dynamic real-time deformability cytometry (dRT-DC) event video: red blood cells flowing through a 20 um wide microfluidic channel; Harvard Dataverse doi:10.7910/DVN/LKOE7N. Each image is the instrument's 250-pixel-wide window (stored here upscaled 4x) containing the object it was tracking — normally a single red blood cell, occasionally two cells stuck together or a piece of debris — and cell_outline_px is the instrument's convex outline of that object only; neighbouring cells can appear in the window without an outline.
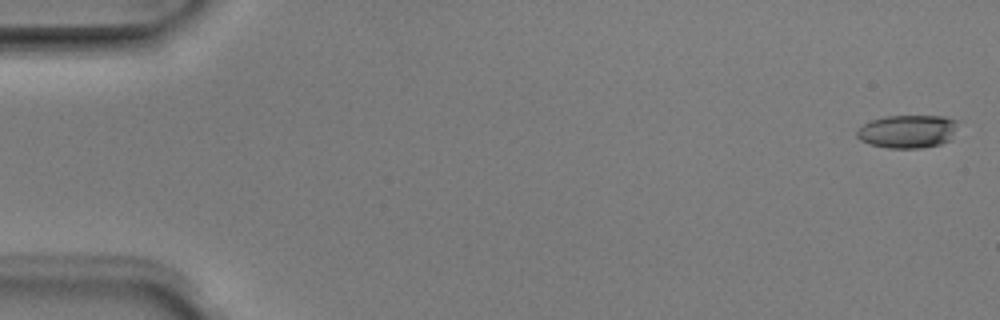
{"species": "Egyptian fruit bat (a non-hibernating species)", "species_latin": "Rousettus aegyptiacus", "temperature_condition": "room temperature", "stored_images_in_passage": 5, "camera_frame_rate_fps": 3000, "um_per_image_px": 0.085, "animal": {"sex": "male"}, "frame": {"image": 1, "passage_image": 1, "time_ms": 0.0, "image_size_px": [1000, 320], "cell_outline_px": [[956, 124], [952, 140], [940, 144], [920, 148], [888, 148], [868, 144], [860, 140], [856, 136], [856, 132], [864, 124], [872, 120], [884, 116], [944, 116], [956, 120]], "centroid_in_image_um": [77.14, 11.18], "position_along_channel_um": 7.9, "area_um2": 19.54}}
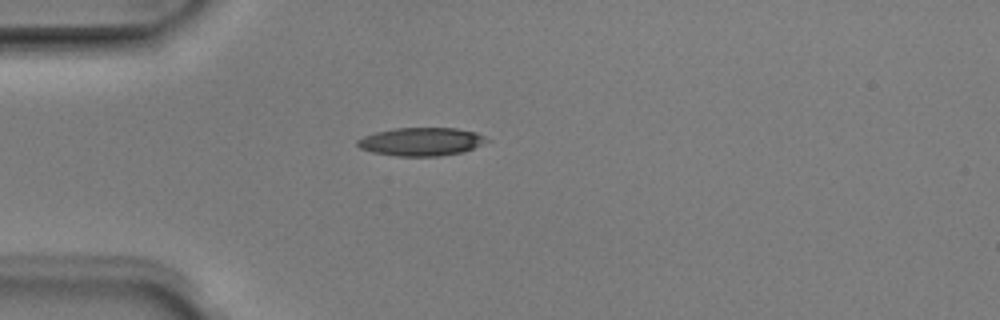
{"frame": {"image": 2, "passage_image": 4, "time_ms": 1.0, "image_size_px": [1000, 320], "cell_outline_px": [[488, 140], [464, 152], [440, 156], [396, 156], [372, 152], [360, 148], [356, 144], [356, 140], [364, 136], [376, 132], [396, 128], [456, 128], [476, 132], [484, 136]], "centroid_in_image_um": [35.77, 12.04], "position_along_channel_um": 49.2, "area_um2": 21.15}}